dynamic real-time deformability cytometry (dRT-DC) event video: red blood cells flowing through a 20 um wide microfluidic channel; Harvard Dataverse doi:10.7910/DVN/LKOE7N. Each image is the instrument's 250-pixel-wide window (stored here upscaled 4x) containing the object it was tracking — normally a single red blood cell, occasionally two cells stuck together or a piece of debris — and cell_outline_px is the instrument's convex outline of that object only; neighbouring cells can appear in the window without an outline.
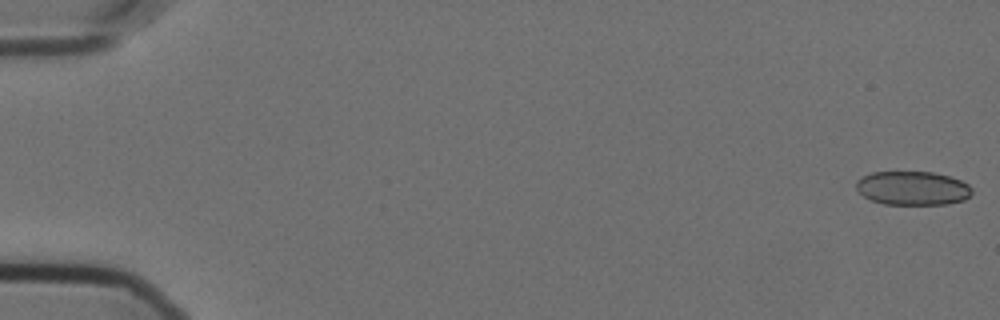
{"species": "Egyptian fruit bat (a non-hibernating species)", "species_latin": "Rousettus aegyptiacus", "temperature_condition": "cold", "stored_images_in_passage": 57, "camera_frame_rate_fps": 3000, "um_per_image_px": 0.085, "animal": {"sex": "female"}, "frame": {"image": 1, "passage_image": 1, "time_ms": 0.0, "image_size_px": [1000, 320], "cell_outline_px": [[972, 192], [964, 200], [948, 204], [884, 204], [872, 200], [864, 196], [856, 188], [856, 180], [872, 172], [932, 172], [948, 176], [960, 180], [968, 184], [972, 188]], "centroid_in_image_um": [77.58, 15.99], "position_along_channel_um": 7.4, "area_um2": 22.72}}
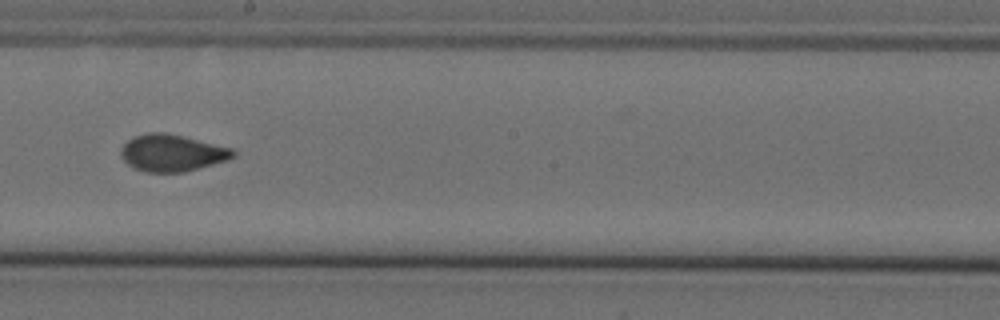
{"frame": {"image": 2, "passage_image": 33, "time_ms": 10.667, "image_size_px": [1000, 320], "cell_outline_px": [[236, 156], [228, 160], [184, 172], [144, 172], [128, 164], [120, 156], [120, 148], [132, 136], [148, 132], [164, 132], [232, 148], [236, 152]], "centroid_in_image_um": [14.6, 13.0], "position_along_channel_um": 233.6, "area_um2": 24.1}}
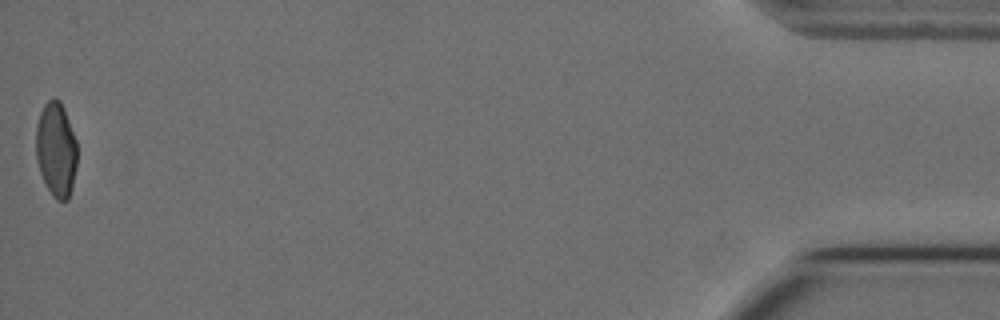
{"frame": {"image": 3, "passage_image": 57, "time_ms": 18.667, "image_size_px": [1000, 320], "cell_outline_px": [[76, 168], [72, 188], [68, 200], [56, 200], [52, 196], [40, 172], [36, 156], [36, 124], [40, 112], [44, 104], [48, 100], [60, 100], [64, 108], [76, 140]], "centroid_in_image_um": [4.77, 12.72], "position_along_channel_um": 430.4, "area_um2": 22.6}}